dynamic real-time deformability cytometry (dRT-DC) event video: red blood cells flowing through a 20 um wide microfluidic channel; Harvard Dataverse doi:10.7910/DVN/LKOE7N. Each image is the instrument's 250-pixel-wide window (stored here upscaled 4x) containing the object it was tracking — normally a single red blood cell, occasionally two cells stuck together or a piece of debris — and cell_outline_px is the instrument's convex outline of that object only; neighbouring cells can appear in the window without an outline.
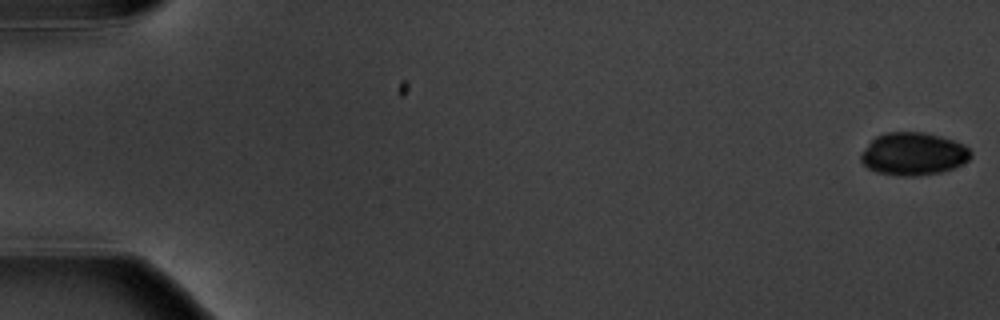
{"species": "common noctule bat (a hibernating species)", "species_latin": "Nyctalus noctula", "temperature_condition": "warm", "stored_images_in_passage": 6, "camera_frame_rate_fps": 3000, "um_per_image_px": 0.085, "animal": {"sex": "male", "body_mass_g": 20.1, "forearm_length_mm": 53.5}, "frame": {"image": 1, "passage_image": 1, "time_ms": 0.0, "image_size_px": [1000, 320], "cell_outline_px": [[972, 156], [968, 160], [952, 168], [940, 172], [916, 176], [900, 176], [876, 172], [868, 168], [860, 160], [860, 156], [864, 148], [876, 136], [888, 132], [924, 132], [940, 136], [964, 144], [972, 152]], "centroid_in_image_um": [77.62, 13.08], "position_along_channel_um": 7.4, "area_um2": 27.28}}
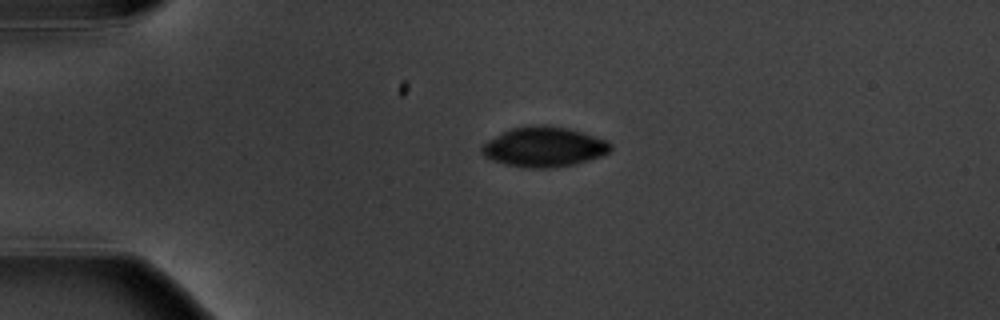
{"frame": {"image": 2, "passage_image": 5, "time_ms": 4.333, "image_size_px": [1000, 320], "cell_outline_px": [[612, 148], [608, 152], [600, 156], [576, 164], [556, 168], [528, 168], [508, 164], [492, 160], [484, 156], [480, 148], [488, 140], [512, 128], [540, 124], [548, 124], [568, 128], [584, 132], [608, 140], [612, 144]], "centroid_in_image_um": [46.29, 12.48], "position_along_channel_um": 38.7, "area_um2": 30.06}}